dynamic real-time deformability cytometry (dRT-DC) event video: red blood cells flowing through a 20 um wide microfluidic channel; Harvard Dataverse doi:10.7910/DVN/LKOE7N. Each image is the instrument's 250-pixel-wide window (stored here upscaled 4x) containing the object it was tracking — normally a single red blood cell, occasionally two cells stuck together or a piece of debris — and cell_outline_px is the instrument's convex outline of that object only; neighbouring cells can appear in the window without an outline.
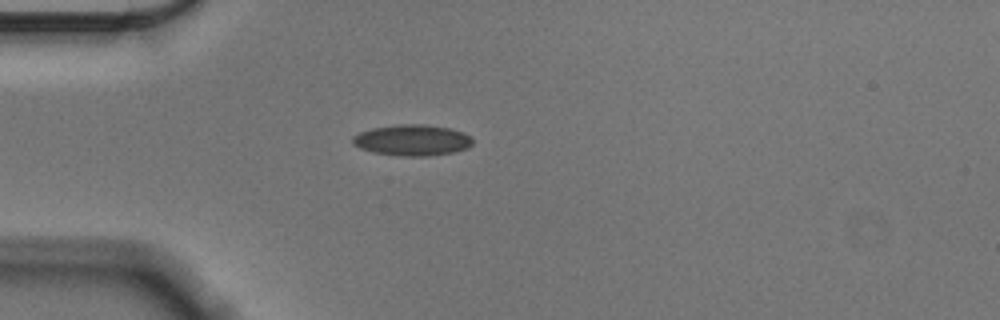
{"species": "Egyptian fruit bat (a non-hibernating species)", "species_latin": "Rousettus aegyptiacus", "temperature_condition": "cold", "stored_images_in_passage": 34, "camera_frame_rate_fps": 3000, "um_per_image_px": 0.085, "animal": {"sex": "male"}, "frame": {"image": 1, "passage_image": 1, "time_ms": 0.0, "image_size_px": [1000, 320], "cell_outline_px": [[472, 144], [468, 148], [452, 152], [428, 156], [404, 156], [372, 152], [360, 148], [352, 144], [352, 136], [360, 132], [372, 128], [396, 124], [424, 124], [448, 128], [464, 132], [472, 136]], "centroid_in_image_um": [35.03, 11.91], "position_along_channel_um": 50.0, "area_um2": 21.79}}
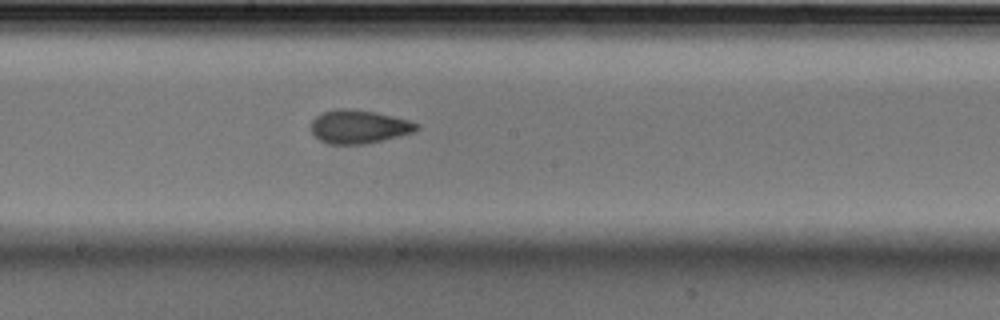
{"frame": {"image": 2, "passage_image": 16, "time_ms": 5.0, "image_size_px": [1000, 320], "cell_outline_px": [[420, 128], [412, 132], [400, 136], [364, 144], [328, 144], [312, 136], [312, 120], [316, 116], [324, 112], [336, 108], [340, 108], [372, 112], [392, 116], [408, 120], [420, 124]], "centroid_in_image_um": [30.49, 10.78], "position_along_channel_um": 217.7, "area_um2": 20.4}}
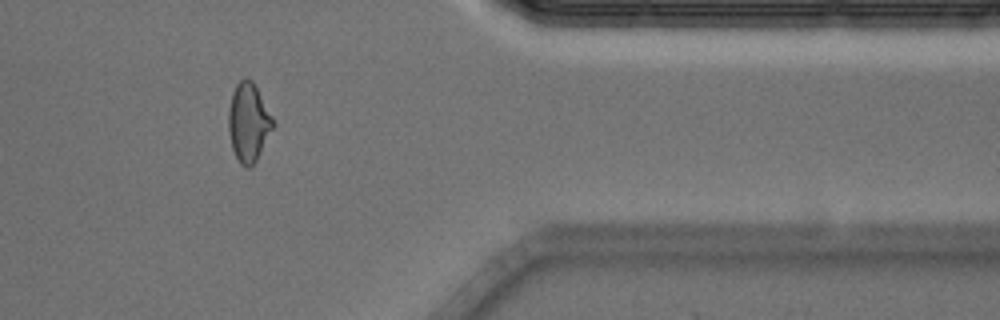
{"frame": {"image": 3, "passage_image": 32, "time_ms": 10.333, "image_size_px": [1000, 320], "cell_outline_px": [[276, 124], [256, 160], [248, 168], [244, 168], [240, 164], [232, 148], [228, 132], [228, 108], [232, 92], [236, 84], [244, 76], [248, 76], [252, 80], [272, 116]], "centroid_in_image_um": [21.11, 10.38], "position_along_channel_um": 390.3, "area_um2": 20.58}, "authors_computed_cell_mechanics": {"area_um2": 20.3745, "velocity_mm_per_s": 3.5799, "shape_relaxation_time_tau1_ms": 7.4328, "shape_relaxation_time_tau2_ms": 1.9743, "deformation_change_tau1": 0.1442, "deformation_change_tau2": 0.083}}